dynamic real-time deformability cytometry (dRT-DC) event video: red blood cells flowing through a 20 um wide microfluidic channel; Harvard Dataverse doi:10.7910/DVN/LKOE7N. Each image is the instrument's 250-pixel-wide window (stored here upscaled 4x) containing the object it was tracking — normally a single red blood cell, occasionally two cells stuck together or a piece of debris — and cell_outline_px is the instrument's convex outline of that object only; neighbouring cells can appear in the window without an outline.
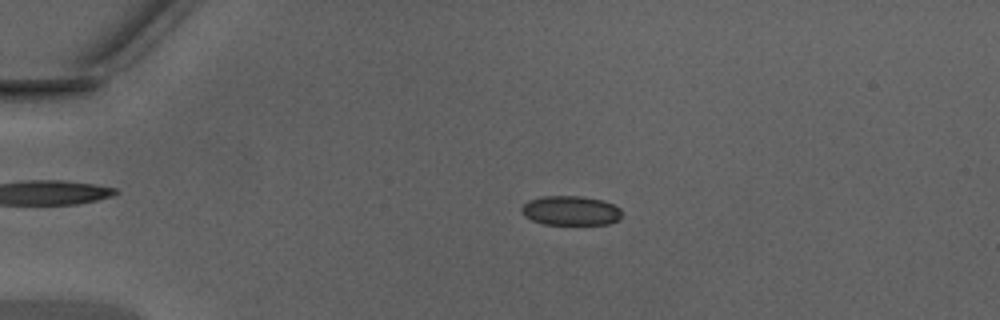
{"species": "Egyptian fruit bat (a non-hibernating species)", "species_latin": "Rousettus aegyptiacus", "temperature_condition": "warm", "stored_images_in_passage": 48, "camera_frame_rate_fps": 3000, "um_per_image_px": 0.085, "animal": {"sex": "male"}, "frame": {"image": 1, "passage_image": 11, "time_ms": 3.333, "image_size_px": [1000, 320], "cell_outline_px": [[620, 220], [608, 224], [544, 224], [532, 220], [524, 216], [520, 212], [520, 208], [528, 200], [544, 196], [580, 196], [604, 200], [620, 208]], "centroid_in_image_um": [48.49, 17.9], "position_along_channel_um": 36.5, "area_um2": 17.28}}
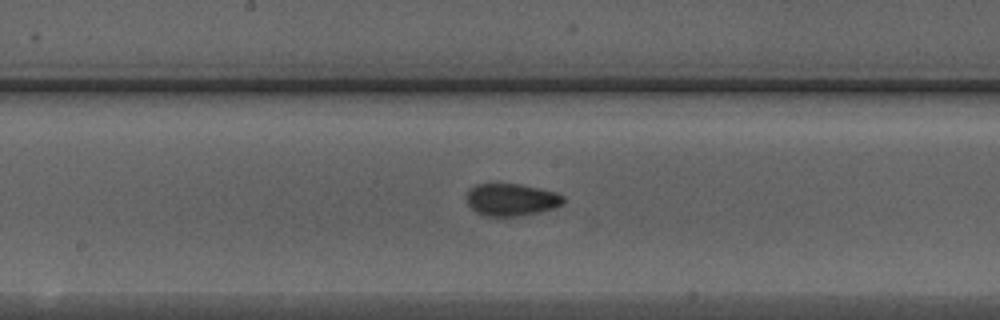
{"frame": {"image": 2, "passage_image": 26, "time_ms": 8.333, "image_size_px": [1000, 320], "cell_outline_px": [[564, 204], [556, 208], [540, 212], [516, 216], [488, 216], [476, 212], [468, 204], [468, 188], [476, 184], [520, 184], [540, 188], [556, 192], [564, 196]], "centroid_in_image_um": [43.51, 16.97], "position_along_channel_um": 204.7, "area_um2": 18.26}}
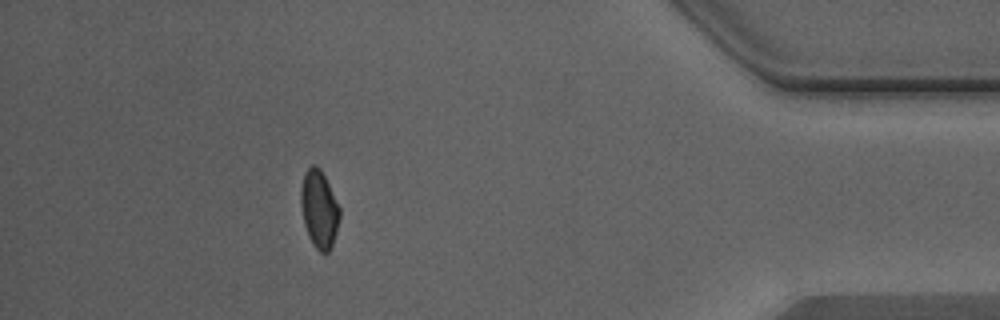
{"frame": {"image": 3, "passage_image": 43, "time_ms": 14.0, "image_size_px": [1000, 320], "cell_outline_px": [[340, 216], [336, 232], [332, 244], [328, 252], [320, 252], [316, 248], [304, 224], [300, 204], [300, 188], [304, 172], [312, 164], [316, 164], [320, 168], [340, 208]], "centroid_in_image_um": [27.11, 17.72], "position_along_channel_um": 408.1, "area_um2": 17.34}, "authors_computed_cell_mechanics": {"area_um2": 17.6868, "velocity_mm_per_s": 4.3814, "shape_relaxation_time_tau1_ms": 3.9188, "shape_relaxation_time_tau2_ms": 1.1584, "deformation_change_tau1": 0.1, "deformation_change_tau2": 0.0553}}